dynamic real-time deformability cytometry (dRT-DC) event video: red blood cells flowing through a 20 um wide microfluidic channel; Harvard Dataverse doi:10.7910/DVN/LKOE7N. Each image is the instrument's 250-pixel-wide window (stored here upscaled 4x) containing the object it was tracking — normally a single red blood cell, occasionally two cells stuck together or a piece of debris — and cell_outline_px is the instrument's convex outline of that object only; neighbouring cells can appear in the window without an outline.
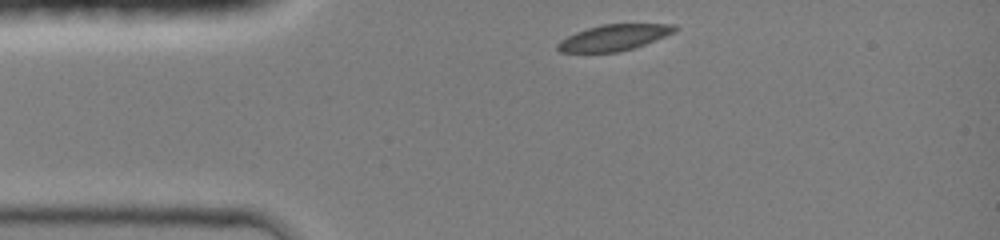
{"species": "common noctule bat (a hibernating species)", "species_latin": "Nyctalus noctula", "temperature_condition": "room temperature", "stored_images_in_passage": 32, "camera_frame_rate_fps": 3000, "um_per_image_px": 0.085, "animal": {"sex": "female", "body_mass_g": 19.0, "forearm_length_mm": 51.5}, "frame": {"image": 1, "passage_image": 1, "time_ms": 0.0, "image_size_px": [1000, 240], "cell_outline_px": [[680, 28], [676, 32], [644, 44], [632, 48], [616, 52], [560, 52], [556, 48], [556, 44], [560, 40], [576, 32], [600, 24], [676, 24]], "centroid_in_image_um": [52.2, 3.18], "position_along_channel_um": 32.8, "area_um2": 17.74}}
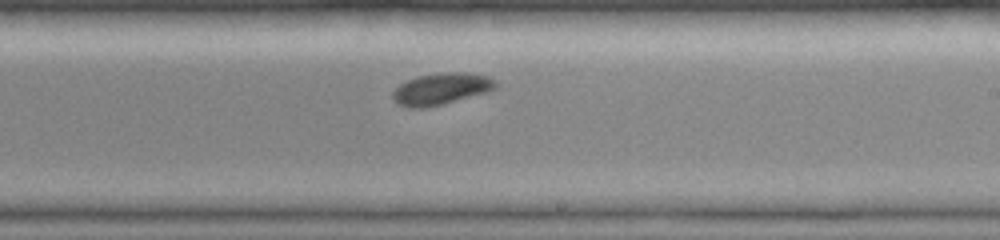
{"frame": {"image": 2, "passage_image": 19, "time_ms": 6.0, "image_size_px": [1000, 240], "cell_outline_px": [[496, 88], [488, 92], [444, 104], [424, 108], [408, 108], [396, 104], [392, 100], [392, 92], [400, 84], [408, 80], [420, 76], [444, 72], [464, 72], [488, 76], [496, 80]], "centroid_in_image_um": [37.49, 7.57], "position_along_channel_um": 251.5, "area_um2": 19.13}}
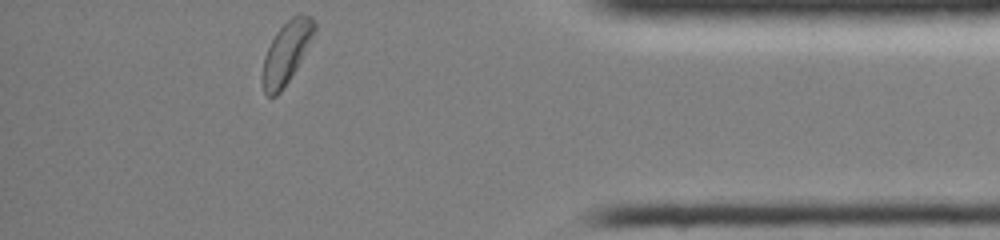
{"frame": {"image": 3, "passage_image": 32, "time_ms": 10.333, "image_size_px": [1000, 240], "cell_outline_px": [[316, 28], [296, 68], [280, 92], [276, 96], [268, 96], [264, 92], [264, 56], [276, 32], [292, 16], [300, 12], [312, 16], [316, 24]], "centroid_in_image_um": [24.37, 4.4], "position_along_channel_um": 410.8, "area_um2": 17.98}, "authors_computed_cell_mechanics": {"area_um2": 19.1607, "velocity_mm_per_s": 4.1967, "shape_relaxation_time_tau1_ms": 2.7804, "shape_relaxation_time_tau2_ms": null, "deformation_change_tau1": 0.1076, "deformation_change_tau2": null}}